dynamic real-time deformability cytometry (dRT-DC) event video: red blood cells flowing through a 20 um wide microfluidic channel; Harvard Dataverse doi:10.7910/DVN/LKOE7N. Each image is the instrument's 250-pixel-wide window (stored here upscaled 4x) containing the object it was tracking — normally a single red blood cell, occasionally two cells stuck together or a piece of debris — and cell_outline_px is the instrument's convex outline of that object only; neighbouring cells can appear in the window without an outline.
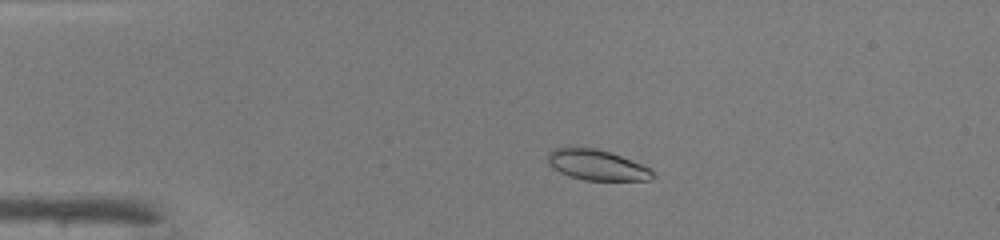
{"species": "common noctule bat (a hibernating species)", "species_latin": "Nyctalus noctula", "temperature_condition": "warm", "stored_images_in_passage": 47, "camera_frame_rate_fps": 3000, "um_per_image_px": 0.085, "animal": {"sex": "male", "body_mass_g": 19.0, "forearm_length_mm": 50.8}, "frame": {"image": 1, "passage_image": 9, "time_ms": 2.667, "image_size_px": [1000, 240], "cell_outline_px": [[656, 176], [652, 180], [584, 180], [568, 176], [552, 168], [548, 164], [548, 152], [556, 148], [596, 148], [620, 156], [652, 168]], "centroid_in_image_um": [50.76, 14.04], "position_along_channel_um": 34.2, "area_um2": 18.61}}
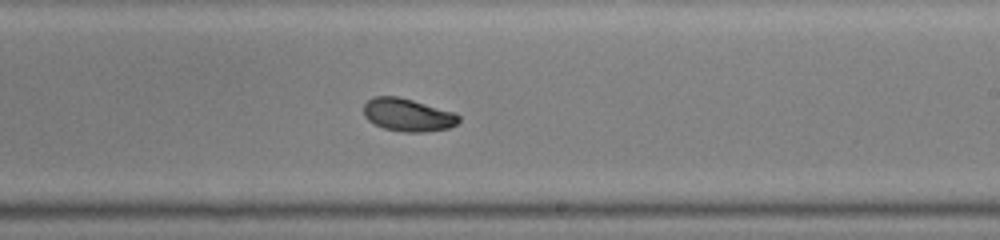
{"frame": {"image": 2, "passage_image": 28, "time_ms": 9.0, "image_size_px": [1000, 240], "cell_outline_px": [[460, 120], [456, 124], [448, 128], [424, 132], [404, 132], [384, 128], [368, 120], [364, 116], [364, 104], [372, 96], [396, 96], [412, 100], [456, 112], [460, 116]], "centroid_in_image_um": [34.67, 9.76], "position_along_channel_um": 254.3, "area_um2": 18.21}}
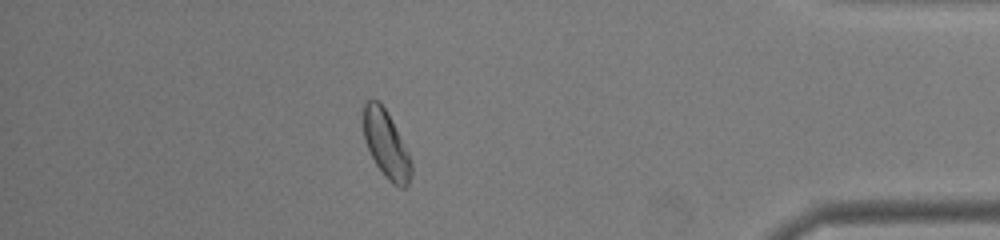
{"frame": {"image": 3, "passage_image": 41, "time_ms": 13.333, "image_size_px": [1000, 240], "cell_outline_px": [[412, 172], [408, 184], [404, 188], [400, 188], [392, 184], [384, 176], [376, 164], [364, 140], [364, 104], [368, 100], [380, 100], [408, 152], [412, 164]], "centroid_in_image_um": [32.83, 12.31], "position_along_channel_um": 402.4, "area_um2": 18.44}, "authors_computed_cell_mechanics": {"area_um2": 18.7272, "velocity_mm_per_s": 4.2568, "shape_relaxation_time_tau1_ms": 5.4762, "shape_relaxation_time_tau2_ms": 2.8515, "deformation_change_tau1": 0.1601, "deformation_change_tau2": 0.0597}}